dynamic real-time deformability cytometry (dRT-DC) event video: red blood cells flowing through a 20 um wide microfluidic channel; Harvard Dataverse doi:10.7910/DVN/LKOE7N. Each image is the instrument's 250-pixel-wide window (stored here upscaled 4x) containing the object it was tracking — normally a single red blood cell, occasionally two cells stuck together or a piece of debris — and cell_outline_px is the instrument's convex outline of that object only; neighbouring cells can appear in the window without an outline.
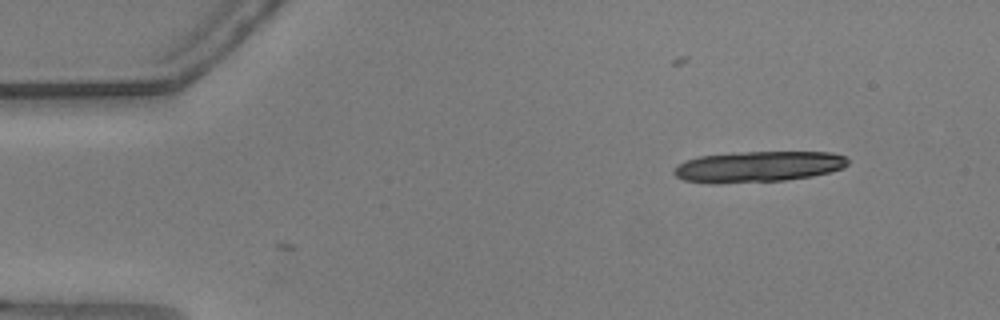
{"species": "common noctule bat (a hibernating species)", "species_latin": "Nyctalus noctula", "temperature_condition": "warm", "stored_images_in_passage": 5, "camera_frame_rate_fps": 3000, "um_per_image_px": 0.085, "animal": {"sex": "male", "body_mass_g": 20.5, "forearm_length_mm": 52.5}, "frame": {"image": 1, "passage_image": 5, "time_ms": 1.333, "image_size_px": [1000, 320], "cell_outline_px": [[848, 164], [844, 168], [812, 176], [784, 180], [720, 184], [712, 184], [684, 180], [676, 176], [672, 172], [680, 164], [688, 160], [700, 156], [744, 152], [832, 152], [844, 156], [848, 160]], "centroid_in_image_um": [64.46, 14.17], "position_along_channel_um": 20.5, "area_um2": 31.21}}